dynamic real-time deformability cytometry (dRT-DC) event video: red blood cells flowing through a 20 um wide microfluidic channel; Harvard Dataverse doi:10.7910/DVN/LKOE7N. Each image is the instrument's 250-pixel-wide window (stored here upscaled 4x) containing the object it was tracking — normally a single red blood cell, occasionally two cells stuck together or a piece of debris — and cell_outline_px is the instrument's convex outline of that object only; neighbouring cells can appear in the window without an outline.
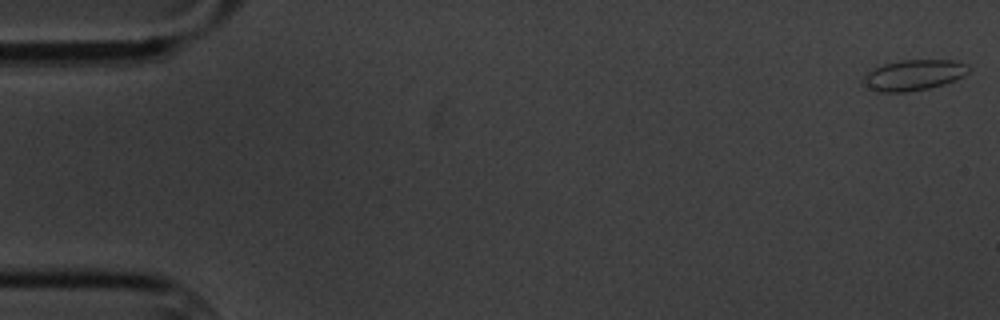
{"species": "common noctule bat (a hibernating species)", "species_latin": "Nyctalus noctula", "temperature_condition": "cold", "stored_images_in_passage": 4, "segment_of_instrument_passage": [1, 2], "camera_frame_rate_fps": 3000, "um_per_image_px": 0.085, "animal": {"sex": "male", "body_mass_g": 20.1, "forearm_length_mm": 53.5}, "frame": {"image": 1, "passage_image": 1, "time_ms": 0.0, "image_size_px": [1000, 320], "cell_outline_px": [[972, 68], [964, 76], [944, 84], [928, 88], [908, 92], [876, 92], [860, 84], [860, 80], [872, 68], [884, 64], [900, 60], [956, 60], [968, 64]], "centroid_in_image_um": [77.64, 6.38], "position_along_channel_um": 7.4, "area_um2": 19.25}}